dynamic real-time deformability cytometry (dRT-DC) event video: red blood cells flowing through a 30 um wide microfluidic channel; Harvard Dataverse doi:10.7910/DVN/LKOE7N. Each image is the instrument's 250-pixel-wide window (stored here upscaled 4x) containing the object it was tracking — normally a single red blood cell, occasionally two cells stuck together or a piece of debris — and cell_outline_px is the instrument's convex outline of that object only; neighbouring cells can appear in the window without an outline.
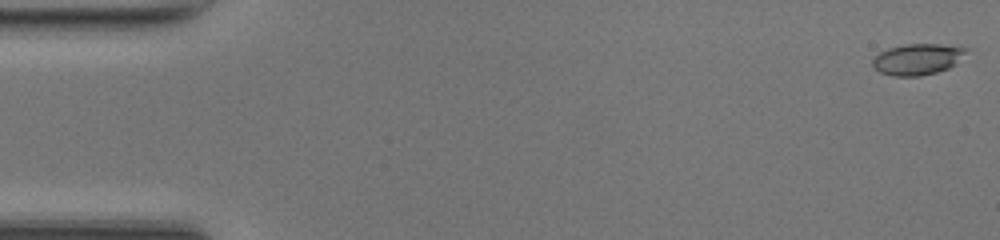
{"species": "common noctule bat (a hibernating species)", "species_latin": "Nyctalus noctula", "temperature_condition": "room temperature", "stored_images_in_passage": 49, "camera_frame_rate_fps": 3000, "um_per_image_px": 0.085, "animal": {"sex": "female", "body_mass_g": 17.0, "forearm_length_mm": 48.0}, "frame": {"image": 1, "passage_image": 1, "time_ms": 0.0, "image_size_px": [1000, 240], "cell_outline_px": [[972, 48], [956, 64], [948, 68], [936, 72], [920, 76], [892, 76], [880, 72], [872, 64], [872, 60], [880, 52], [888, 48], [904, 44], [940, 44]], "centroid_in_image_um": [78.03, 5.02], "position_along_channel_um": 7.0, "area_um2": 17.11}}
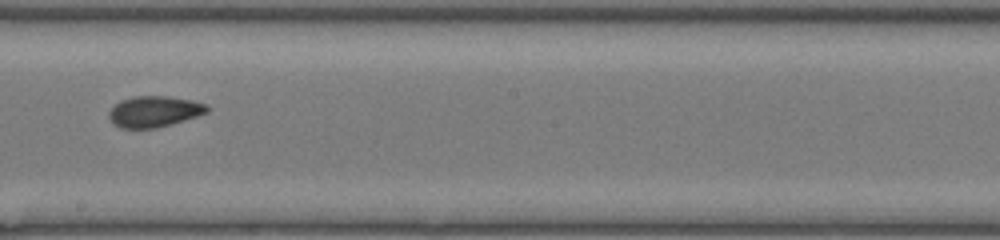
{"frame": {"image": 2, "passage_image": 28, "time_ms": 9.0, "image_size_px": [1000, 240], "cell_outline_px": [[208, 112], [172, 124], [156, 128], [120, 128], [112, 124], [108, 116], [108, 112], [120, 100], [136, 96], [164, 96], [192, 100], [208, 104]], "centroid_in_image_um": [13.09, 9.48], "position_along_channel_um": 235.1, "area_um2": 17.74}}
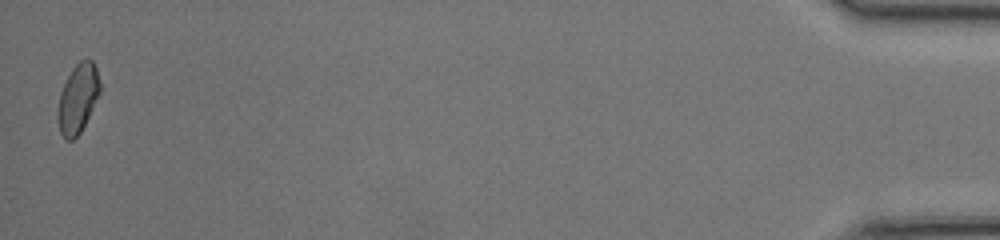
{"frame": {"image": 3, "passage_image": 49, "time_ms": 16.0, "image_size_px": [1000, 240], "cell_outline_px": [[100, 92], [80, 132], [72, 140], [68, 140], [60, 132], [56, 116], [56, 112], [60, 92], [72, 68], [80, 60], [92, 60], [96, 68], [100, 80]], "centroid_in_image_um": [6.59, 8.35], "position_along_channel_um": 428.6, "area_um2": 16.76}, "authors_computed_cell_mechanics": {"area_um2": 17.3978, "velocity_mm_per_s": 4.2184, "shape_relaxation_time_tau1_ms": null, "shape_relaxation_time_tau2_ms": 1.2252, "deformation_change_tau1": null, "deformation_change_tau2": 0.05}}